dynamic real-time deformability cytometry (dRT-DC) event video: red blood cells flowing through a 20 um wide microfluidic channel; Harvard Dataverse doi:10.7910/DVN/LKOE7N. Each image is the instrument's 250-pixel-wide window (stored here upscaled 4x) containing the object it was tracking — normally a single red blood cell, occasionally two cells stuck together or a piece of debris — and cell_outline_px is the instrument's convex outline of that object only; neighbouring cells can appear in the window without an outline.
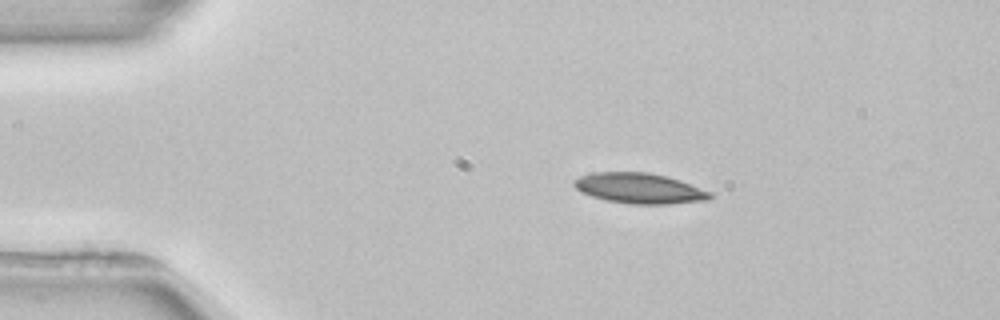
{"species": "common noctule bat (a hibernating species)", "species_latin": "Nyctalus noctula", "temperature_condition": "room temperature", "stored_images_in_passage": 2, "camera_frame_rate_fps": 3000, "um_per_image_px": 0.085, "animal": {"sex": "female", "body_mass_g": 22.7, "forearm_length_mm": 54.2}, "frame": {"image": 1, "passage_image": 1, "time_ms": 0.0, "image_size_px": [1000, 320], "cell_outline_px": [[712, 196], [708, 200], [668, 204], [632, 204], [608, 200], [592, 196], [580, 192], [572, 184], [572, 180], [580, 176], [592, 172], [648, 172], [668, 176], [680, 180], [712, 192]], "centroid_in_image_um": [54.34, 15.99], "position_along_channel_um": 30.7, "area_um2": 24.22}}